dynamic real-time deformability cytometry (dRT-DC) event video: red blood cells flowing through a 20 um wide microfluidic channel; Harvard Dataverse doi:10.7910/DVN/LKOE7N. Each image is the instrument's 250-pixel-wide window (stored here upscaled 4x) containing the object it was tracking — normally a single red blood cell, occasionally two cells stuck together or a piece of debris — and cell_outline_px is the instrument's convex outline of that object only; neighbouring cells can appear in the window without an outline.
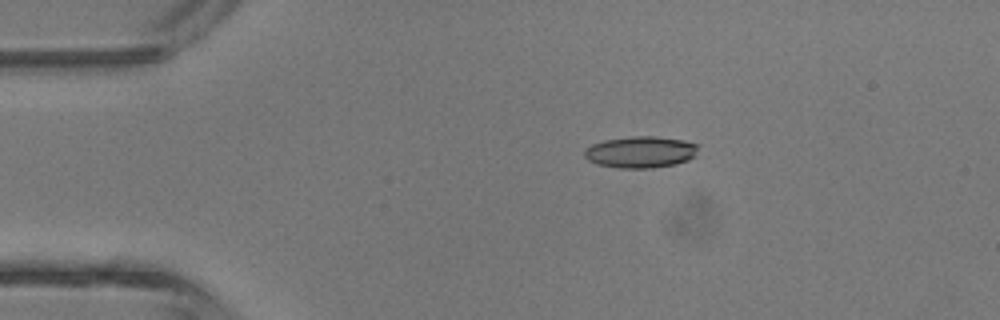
{"species": "common noctule bat (a hibernating species)", "species_latin": "Nyctalus noctula", "temperature_condition": "room temperature", "stored_images_in_passage": 3, "camera_frame_rate_fps": 3000, "um_per_image_px": 0.085, "animal": {"sex": "male", "body_mass_g": 13.3}, "frame": {"image": 1, "passage_image": 2, "time_ms": 2.0, "image_size_px": [1000, 320], "cell_outline_px": [[700, 144], [696, 156], [688, 160], [676, 164], [652, 168], [616, 168], [596, 164], [588, 160], [584, 156], [584, 148], [592, 144], [604, 140], [632, 136], [656, 136], [684, 140]], "centroid_in_image_um": [54.47, 12.92], "position_along_channel_um": 30.5, "area_um2": 21.33}}